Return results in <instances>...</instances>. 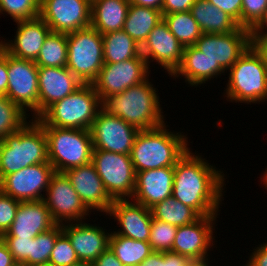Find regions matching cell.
<instances>
[{"label":"cell","mask_w":267,"mask_h":266,"mask_svg":"<svg viewBox=\"0 0 267 266\" xmlns=\"http://www.w3.org/2000/svg\"><path fill=\"white\" fill-rule=\"evenodd\" d=\"M223 172L189 148L174 166L172 196L200 216H218L226 186Z\"/></svg>","instance_id":"6da1fadb"},{"label":"cell","mask_w":267,"mask_h":266,"mask_svg":"<svg viewBox=\"0 0 267 266\" xmlns=\"http://www.w3.org/2000/svg\"><path fill=\"white\" fill-rule=\"evenodd\" d=\"M183 132L167 128L166 123L137 133L130 153L135 173L162 167H174L188 151V138Z\"/></svg>","instance_id":"7a4b0ae2"},{"label":"cell","mask_w":267,"mask_h":266,"mask_svg":"<svg viewBox=\"0 0 267 266\" xmlns=\"http://www.w3.org/2000/svg\"><path fill=\"white\" fill-rule=\"evenodd\" d=\"M157 89L149 77L125 91L102 100V109L122 118L139 131L156 128L165 123Z\"/></svg>","instance_id":"3957f363"},{"label":"cell","mask_w":267,"mask_h":266,"mask_svg":"<svg viewBox=\"0 0 267 266\" xmlns=\"http://www.w3.org/2000/svg\"><path fill=\"white\" fill-rule=\"evenodd\" d=\"M30 120L17 132L0 140V181L22 168L49 163L44 128L36 119Z\"/></svg>","instance_id":"277c9868"},{"label":"cell","mask_w":267,"mask_h":266,"mask_svg":"<svg viewBox=\"0 0 267 266\" xmlns=\"http://www.w3.org/2000/svg\"><path fill=\"white\" fill-rule=\"evenodd\" d=\"M102 101L92 84H83L75 92L49 106L36 120L42 126L90 130Z\"/></svg>","instance_id":"5b68a950"},{"label":"cell","mask_w":267,"mask_h":266,"mask_svg":"<svg viewBox=\"0 0 267 266\" xmlns=\"http://www.w3.org/2000/svg\"><path fill=\"white\" fill-rule=\"evenodd\" d=\"M227 101L260 104L267 101V68L252 46L228 70Z\"/></svg>","instance_id":"8992f818"},{"label":"cell","mask_w":267,"mask_h":266,"mask_svg":"<svg viewBox=\"0 0 267 266\" xmlns=\"http://www.w3.org/2000/svg\"><path fill=\"white\" fill-rule=\"evenodd\" d=\"M48 141V161L55 172L91 163L90 130L43 126Z\"/></svg>","instance_id":"52a82bcc"},{"label":"cell","mask_w":267,"mask_h":266,"mask_svg":"<svg viewBox=\"0 0 267 266\" xmlns=\"http://www.w3.org/2000/svg\"><path fill=\"white\" fill-rule=\"evenodd\" d=\"M66 67L83 83L91 84L104 65L102 34L91 25L67 34Z\"/></svg>","instance_id":"ba28073f"},{"label":"cell","mask_w":267,"mask_h":266,"mask_svg":"<svg viewBox=\"0 0 267 266\" xmlns=\"http://www.w3.org/2000/svg\"><path fill=\"white\" fill-rule=\"evenodd\" d=\"M91 163L113 200L132 198L136 173L130 155L93 150Z\"/></svg>","instance_id":"9c48e42d"},{"label":"cell","mask_w":267,"mask_h":266,"mask_svg":"<svg viewBox=\"0 0 267 266\" xmlns=\"http://www.w3.org/2000/svg\"><path fill=\"white\" fill-rule=\"evenodd\" d=\"M8 86L6 96L24 112L39 117L38 66L35 61L13 57L7 53Z\"/></svg>","instance_id":"30bf717a"},{"label":"cell","mask_w":267,"mask_h":266,"mask_svg":"<svg viewBox=\"0 0 267 266\" xmlns=\"http://www.w3.org/2000/svg\"><path fill=\"white\" fill-rule=\"evenodd\" d=\"M149 69L142 54L119 63H104L91 84L102 101L145 81L149 77Z\"/></svg>","instance_id":"8fae6325"},{"label":"cell","mask_w":267,"mask_h":266,"mask_svg":"<svg viewBox=\"0 0 267 266\" xmlns=\"http://www.w3.org/2000/svg\"><path fill=\"white\" fill-rule=\"evenodd\" d=\"M44 201L56 224L85 221L91 213L64 172L52 175Z\"/></svg>","instance_id":"7c38bea8"},{"label":"cell","mask_w":267,"mask_h":266,"mask_svg":"<svg viewBox=\"0 0 267 266\" xmlns=\"http://www.w3.org/2000/svg\"><path fill=\"white\" fill-rule=\"evenodd\" d=\"M92 0H41L40 17L55 33H71L91 25Z\"/></svg>","instance_id":"4fadbf2b"},{"label":"cell","mask_w":267,"mask_h":266,"mask_svg":"<svg viewBox=\"0 0 267 266\" xmlns=\"http://www.w3.org/2000/svg\"><path fill=\"white\" fill-rule=\"evenodd\" d=\"M194 46L226 72L251 46V31L244 27L226 34L203 33Z\"/></svg>","instance_id":"5bb4252c"},{"label":"cell","mask_w":267,"mask_h":266,"mask_svg":"<svg viewBox=\"0 0 267 266\" xmlns=\"http://www.w3.org/2000/svg\"><path fill=\"white\" fill-rule=\"evenodd\" d=\"M138 132L130 123L101 108L90 128L93 150L130 155Z\"/></svg>","instance_id":"9a60e30c"},{"label":"cell","mask_w":267,"mask_h":266,"mask_svg":"<svg viewBox=\"0 0 267 266\" xmlns=\"http://www.w3.org/2000/svg\"><path fill=\"white\" fill-rule=\"evenodd\" d=\"M54 173L50 163L31 165L6 175L0 181V190L20 202L44 200Z\"/></svg>","instance_id":"2e32d148"},{"label":"cell","mask_w":267,"mask_h":266,"mask_svg":"<svg viewBox=\"0 0 267 266\" xmlns=\"http://www.w3.org/2000/svg\"><path fill=\"white\" fill-rule=\"evenodd\" d=\"M183 48L169 30L168 25L162 20L141 45V54L146 59L148 67L154 61L161 65L160 68L166 70L168 76H172L181 65Z\"/></svg>","instance_id":"e0dca14e"},{"label":"cell","mask_w":267,"mask_h":266,"mask_svg":"<svg viewBox=\"0 0 267 266\" xmlns=\"http://www.w3.org/2000/svg\"><path fill=\"white\" fill-rule=\"evenodd\" d=\"M217 216H201L195 222L177 228L171 251L189 257L203 259L209 256L208 251L214 248L213 236ZM214 239V241H213Z\"/></svg>","instance_id":"ac0fdd59"},{"label":"cell","mask_w":267,"mask_h":266,"mask_svg":"<svg viewBox=\"0 0 267 266\" xmlns=\"http://www.w3.org/2000/svg\"><path fill=\"white\" fill-rule=\"evenodd\" d=\"M113 217L119 229L113 233L130 239L148 241L151 231V209L132 199H116L106 216Z\"/></svg>","instance_id":"d6986e66"},{"label":"cell","mask_w":267,"mask_h":266,"mask_svg":"<svg viewBox=\"0 0 267 266\" xmlns=\"http://www.w3.org/2000/svg\"><path fill=\"white\" fill-rule=\"evenodd\" d=\"M81 201L92 212L107 214L113 199L107 193L103 181L92 163L70 168L64 172Z\"/></svg>","instance_id":"ffe728a7"},{"label":"cell","mask_w":267,"mask_h":266,"mask_svg":"<svg viewBox=\"0 0 267 266\" xmlns=\"http://www.w3.org/2000/svg\"><path fill=\"white\" fill-rule=\"evenodd\" d=\"M62 232L68 237L80 261L94 262L109 248L110 232L96 223L85 221L64 223ZM106 230V231H105Z\"/></svg>","instance_id":"44dd1931"},{"label":"cell","mask_w":267,"mask_h":266,"mask_svg":"<svg viewBox=\"0 0 267 266\" xmlns=\"http://www.w3.org/2000/svg\"><path fill=\"white\" fill-rule=\"evenodd\" d=\"M16 23L15 39H2L1 47L13 57L36 61L46 37L52 31L40 16Z\"/></svg>","instance_id":"7402d4cb"},{"label":"cell","mask_w":267,"mask_h":266,"mask_svg":"<svg viewBox=\"0 0 267 266\" xmlns=\"http://www.w3.org/2000/svg\"><path fill=\"white\" fill-rule=\"evenodd\" d=\"M39 116L52 104L75 92L83 83L65 67H38Z\"/></svg>","instance_id":"603a6c76"},{"label":"cell","mask_w":267,"mask_h":266,"mask_svg":"<svg viewBox=\"0 0 267 266\" xmlns=\"http://www.w3.org/2000/svg\"><path fill=\"white\" fill-rule=\"evenodd\" d=\"M174 167H162L136 173L132 200L147 208L172 196Z\"/></svg>","instance_id":"cb8c5ba5"},{"label":"cell","mask_w":267,"mask_h":266,"mask_svg":"<svg viewBox=\"0 0 267 266\" xmlns=\"http://www.w3.org/2000/svg\"><path fill=\"white\" fill-rule=\"evenodd\" d=\"M55 225L44 200L20 202L13 223L1 237L35 238Z\"/></svg>","instance_id":"d4e9b609"},{"label":"cell","mask_w":267,"mask_h":266,"mask_svg":"<svg viewBox=\"0 0 267 266\" xmlns=\"http://www.w3.org/2000/svg\"><path fill=\"white\" fill-rule=\"evenodd\" d=\"M226 72L209 60L203 52H200L194 45L183 48V59L180 67L170 76L173 79L185 78V83L191 87L204 85L211 79L217 78Z\"/></svg>","instance_id":"484cf974"},{"label":"cell","mask_w":267,"mask_h":266,"mask_svg":"<svg viewBox=\"0 0 267 266\" xmlns=\"http://www.w3.org/2000/svg\"><path fill=\"white\" fill-rule=\"evenodd\" d=\"M128 0H92L91 26L100 34L123 30Z\"/></svg>","instance_id":"4316f807"},{"label":"cell","mask_w":267,"mask_h":266,"mask_svg":"<svg viewBox=\"0 0 267 266\" xmlns=\"http://www.w3.org/2000/svg\"><path fill=\"white\" fill-rule=\"evenodd\" d=\"M190 12L202 33L226 34L240 27L230 15L208 0H195Z\"/></svg>","instance_id":"83f0119b"},{"label":"cell","mask_w":267,"mask_h":266,"mask_svg":"<svg viewBox=\"0 0 267 266\" xmlns=\"http://www.w3.org/2000/svg\"><path fill=\"white\" fill-rule=\"evenodd\" d=\"M162 20L161 10L130 4L123 30L141 46Z\"/></svg>","instance_id":"f1b7e54d"},{"label":"cell","mask_w":267,"mask_h":266,"mask_svg":"<svg viewBox=\"0 0 267 266\" xmlns=\"http://www.w3.org/2000/svg\"><path fill=\"white\" fill-rule=\"evenodd\" d=\"M104 63H119L141 55V46L124 30L102 35Z\"/></svg>","instance_id":"f546056e"},{"label":"cell","mask_w":267,"mask_h":266,"mask_svg":"<svg viewBox=\"0 0 267 266\" xmlns=\"http://www.w3.org/2000/svg\"><path fill=\"white\" fill-rule=\"evenodd\" d=\"M109 248L124 266H139L151 252L148 241L130 239L111 232Z\"/></svg>","instance_id":"4dcf8cb0"},{"label":"cell","mask_w":267,"mask_h":266,"mask_svg":"<svg viewBox=\"0 0 267 266\" xmlns=\"http://www.w3.org/2000/svg\"><path fill=\"white\" fill-rule=\"evenodd\" d=\"M150 209L154 219L177 227L191 224L201 217L193 208L182 204L173 196L156 203Z\"/></svg>","instance_id":"1f68e13d"},{"label":"cell","mask_w":267,"mask_h":266,"mask_svg":"<svg viewBox=\"0 0 267 266\" xmlns=\"http://www.w3.org/2000/svg\"><path fill=\"white\" fill-rule=\"evenodd\" d=\"M163 20L183 47L193 46L203 34L190 11L165 14Z\"/></svg>","instance_id":"d6a6232c"},{"label":"cell","mask_w":267,"mask_h":266,"mask_svg":"<svg viewBox=\"0 0 267 266\" xmlns=\"http://www.w3.org/2000/svg\"><path fill=\"white\" fill-rule=\"evenodd\" d=\"M67 57V34L51 32L46 37L35 63L38 67H65Z\"/></svg>","instance_id":"836d02e7"},{"label":"cell","mask_w":267,"mask_h":266,"mask_svg":"<svg viewBox=\"0 0 267 266\" xmlns=\"http://www.w3.org/2000/svg\"><path fill=\"white\" fill-rule=\"evenodd\" d=\"M29 116L6 95H0V140L17 132L29 121Z\"/></svg>","instance_id":"e575fe53"},{"label":"cell","mask_w":267,"mask_h":266,"mask_svg":"<svg viewBox=\"0 0 267 266\" xmlns=\"http://www.w3.org/2000/svg\"><path fill=\"white\" fill-rule=\"evenodd\" d=\"M62 233V225L56 224L50 230L31 238L30 266L47 265L57 237Z\"/></svg>","instance_id":"d590c367"},{"label":"cell","mask_w":267,"mask_h":266,"mask_svg":"<svg viewBox=\"0 0 267 266\" xmlns=\"http://www.w3.org/2000/svg\"><path fill=\"white\" fill-rule=\"evenodd\" d=\"M41 0H0V14H8L14 22L39 17Z\"/></svg>","instance_id":"8d00e7d4"},{"label":"cell","mask_w":267,"mask_h":266,"mask_svg":"<svg viewBox=\"0 0 267 266\" xmlns=\"http://www.w3.org/2000/svg\"><path fill=\"white\" fill-rule=\"evenodd\" d=\"M177 228V226L152 218L150 237L148 240L152 251H171Z\"/></svg>","instance_id":"74e56055"},{"label":"cell","mask_w":267,"mask_h":266,"mask_svg":"<svg viewBox=\"0 0 267 266\" xmlns=\"http://www.w3.org/2000/svg\"><path fill=\"white\" fill-rule=\"evenodd\" d=\"M79 261L70 240L62 232L56 239L48 264L51 266H72Z\"/></svg>","instance_id":"f35d334b"},{"label":"cell","mask_w":267,"mask_h":266,"mask_svg":"<svg viewBox=\"0 0 267 266\" xmlns=\"http://www.w3.org/2000/svg\"><path fill=\"white\" fill-rule=\"evenodd\" d=\"M267 0H242L241 27L251 30L263 17Z\"/></svg>","instance_id":"ab89813d"},{"label":"cell","mask_w":267,"mask_h":266,"mask_svg":"<svg viewBox=\"0 0 267 266\" xmlns=\"http://www.w3.org/2000/svg\"><path fill=\"white\" fill-rule=\"evenodd\" d=\"M7 244L15 262L19 265L30 266L31 238L1 237Z\"/></svg>","instance_id":"60d3db41"},{"label":"cell","mask_w":267,"mask_h":266,"mask_svg":"<svg viewBox=\"0 0 267 266\" xmlns=\"http://www.w3.org/2000/svg\"><path fill=\"white\" fill-rule=\"evenodd\" d=\"M20 201L6 195L0 190V237L13 223Z\"/></svg>","instance_id":"b9f144b4"},{"label":"cell","mask_w":267,"mask_h":266,"mask_svg":"<svg viewBox=\"0 0 267 266\" xmlns=\"http://www.w3.org/2000/svg\"><path fill=\"white\" fill-rule=\"evenodd\" d=\"M225 13L230 15L241 27L242 0H208Z\"/></svg>","instance_id":"7bdbcfd3"},{"label":"cell","mask_w":267,"mask_h":266,"mask_svg":"<svg viewBox=\"0 0 267 266\" xmlns=\"http://www.w3.org/2000/svg\"><path fill=\"white\" fill-rule=\"evenodd\" d=\"M195 0H164L161 13L162 16L170 13L190 11Z\"/></svg>","instance_id":"ee69618b"},{"label":"cell","mask_w":267,"mask_h":266,"mask_svg":"<svg viewBox=\"0 0 267 266\" xmlns=\"http://www.w3.org/2000/svg\"><path fill=\"white\" fill-rule=\"evenodd\" d=\"M255 248L252 250L253 252L246 264L248 266H267V241Z\"/></svg>","instance_id":"f6af8a7d"},{"label":"cell","mask_w":267,"mask_h":266,"mask_svg":"<svg viewBox=\"0 0 267 266\" xmlns=\"http://www.w3.org/2000/svg\"><path fill=\"white\" fill-rule=\"evenodd\" d=\"M7 52L0 48V95H6L8 86Z\"/></svg>","instance_id":"bcb514c9"},{"label":"cell","mask_w":267,"mask_h":266,"mask_svg":"<svg viewBox=\"0 0 267 266\" xmlns=\"http://www.w3.org/2000/svg\"><path fill=\"white\" fill-rule=\"evenodd\" d=\"M251 46L261 56L267 68V35H251Z\"/></svg>","instance_id":"7dc6e473"},{"label":"cell","mask_w":267,"mask_h":266,"mask_svg":"<svg viewBox=\"0 0 267 266\" xmlns=\"http://www.w3.org/2000/svg\"><path fill=\"white\" fill-rule=\"evenodd\" d=\"M191 259L173 251L163 252V266H187Z\"/></svg>","instance_id":"c3c4849f"},{"label":"cell","mask_w":267,"mask_h":266,"mask_svg":"<svg viewBox=\"0 0 267 266\" xmlns=\"http://www.w3.org/2000/svg\"><path fill=\"white\" fill-rule=\"evenodd\" d=\"M93 263L94 266H124L110 248L103 252Z\"/></svg>","instance_id":"681fc988"},{"label":"cell","mask_w":267,"mask_h":266,"mask_svg":"<svg viewBox=\"0 0 267 266\" xmlns=\"http://www.w3.org/2000/svg\"><path fill=\"white\" fill-rule=\"evenodd\" d=\"M13 255L9 251L7 244L0 237V266H16Z\"/></svg>","instance_id":"f907efd6"},{"label":"cell","mask_w":267,"mask_h":266,"mask_svg":"<svg viewBox=\"0 0 267 266\" xmlns=\"http://www.w3.org/2000/svg\"><path fill=\"white\" fill-rule=\"evenodd\" d=\"M139 266H163V252L152 251Z\"/></svg>","instance_id":"816d5d0a"},{"label":"cell","mask_w":267,"mask_h":266,"mask_svg":"<svg viewBox=\"0 0 267 266\" xmlns=\"http://www.w3.org/2000/svg\"><path fill=\"white\" fill-rule=\"evenodd\" d=\"M130 4L161 10L164 0H128Z\"/></svg>","instance_id":"f5cc1de1"},{"label":"cell","mask_w":267,"mask_h":266,"mask_svg":"<svg viewBox=\"0 0 267 266\" xmlns=\"http://www.w3.org/2000/svg\"><path fill=\"white\" fill-rule=\"evenodd\" d=\"M267 7L262 19L250 30L251 35H267Z\"/></svg>","instance_id":"db71d44e"},{"label":"cell","mask_w":267,"mask_h":266,"mask_svg":"<svg viewBox=\"0 0 267 266\" xmlns=\"http://www.w3.org/2000/svg\"><path fill=\"white\" fill-rule=\"evenodd\" d=\"M209 257L203 258V259H191L187 266H210L211 264H208L209 262Z\"/></svg>","instance_id":"11a10c76"},{"label":"cell","mask_w":267,"mask_h":266,"mask_svg":"<svg viewBox=\"0 0 267 266\" xmlns=\"http://www.w3.org/2000/svg\"><path fill=\"white\" fill-rule=\"evenodd\" d=\"M260 180H261L260 183L261 184L263 183V185L265 186L264 188L267 190V167H266L265 171L262 173Z\"/></svg>","instance_id":"9f6ffc18"},{"label":"cell","mask_w":267,"mask_h":266,"mask_svg":"<svg viewBox=\"0 0 267 266\" xmlns=\"http://www.w3.org/2000/svg\"><path fill=\"white\" fill-rule=\"evenodd\" d=\"M72 266H94L93 262H88V261H79L76 264Z\"/></svg>","instance_id":"6f0895ef"}]
</instances>
